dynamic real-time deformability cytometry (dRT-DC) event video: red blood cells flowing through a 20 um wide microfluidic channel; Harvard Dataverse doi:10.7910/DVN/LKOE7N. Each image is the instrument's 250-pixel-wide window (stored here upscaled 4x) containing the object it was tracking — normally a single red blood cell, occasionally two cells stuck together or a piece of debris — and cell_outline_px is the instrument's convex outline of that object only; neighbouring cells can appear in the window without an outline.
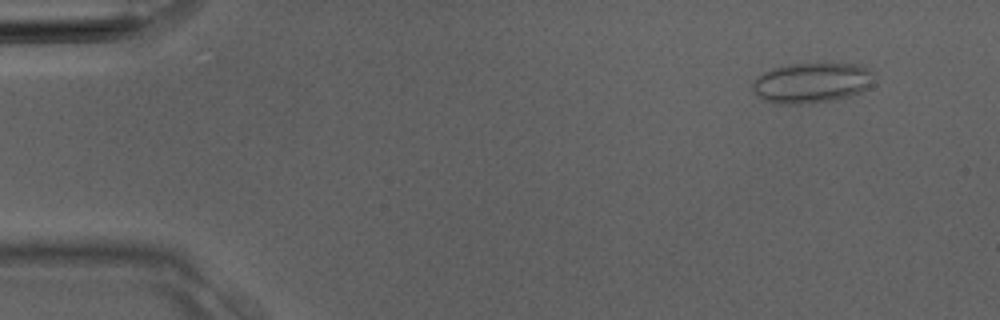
{"species": "Egyptian fruit bat (a non-hibernating species)", "species_latin": "Rousettus aegyptiacus", "temperature_condition": "room temperature", "stored_images_in_passage": 3, "camera_frame_rate_fps": 3000, "um_per_image_px": 0.085, "animal": {"sex": "male"}, "frame": {"image": 1, "passage_image": 1, "time_ms": 0.0, "image_size_px": [1000, 320], "cell_outline_px": [[872, 72], [868, 84], [860, 92], [848, 96], [832, 100], [808, 104], [772, 104], [756, 96], [752, 92], [752, 84], [764, 72], [772, 68], [792, 64], [856, 64], [868, 68]], "centroid_in_image_um": [68.9, 7.06], "position_along_channel_um": 16.1, "area_um2": 28.15}}